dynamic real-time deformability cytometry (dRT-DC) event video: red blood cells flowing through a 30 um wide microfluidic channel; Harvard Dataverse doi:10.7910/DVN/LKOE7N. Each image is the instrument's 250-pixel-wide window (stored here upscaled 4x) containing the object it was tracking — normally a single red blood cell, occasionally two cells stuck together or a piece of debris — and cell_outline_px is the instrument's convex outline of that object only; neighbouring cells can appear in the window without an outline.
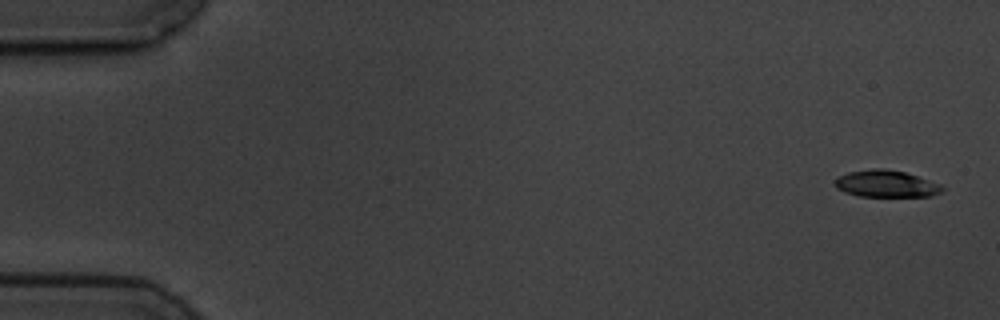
{"species": "common noctule bat (a hibernating species)", "species_latin": "Nyctalus noctula", "temperature_condition": "cold", "stored_images_in_passage": 5, "camera_frame_rate_fps": 3000, "um_per_image_px": 0.085, "animal": {"sex": "male", "body_mass_g": 19.5, "forearm_length_mm": 54.6}, "frame": {"image": 1, "passage_image": 1, "time_ms": 0.0, "image_size_px": [1000, 320], "cell_outline_px": [[944, 192], [932, 196], [860, 196], [844, 192], [836, 188], [832, 184], [840, 176], [848, 172], [872, 168], [884, 168], [904, 172], [944, 184]], "centroid_in_image_um": [75.37, 15.62], "position_along_channel_um": 9.6, "area_um2": 17.05}}